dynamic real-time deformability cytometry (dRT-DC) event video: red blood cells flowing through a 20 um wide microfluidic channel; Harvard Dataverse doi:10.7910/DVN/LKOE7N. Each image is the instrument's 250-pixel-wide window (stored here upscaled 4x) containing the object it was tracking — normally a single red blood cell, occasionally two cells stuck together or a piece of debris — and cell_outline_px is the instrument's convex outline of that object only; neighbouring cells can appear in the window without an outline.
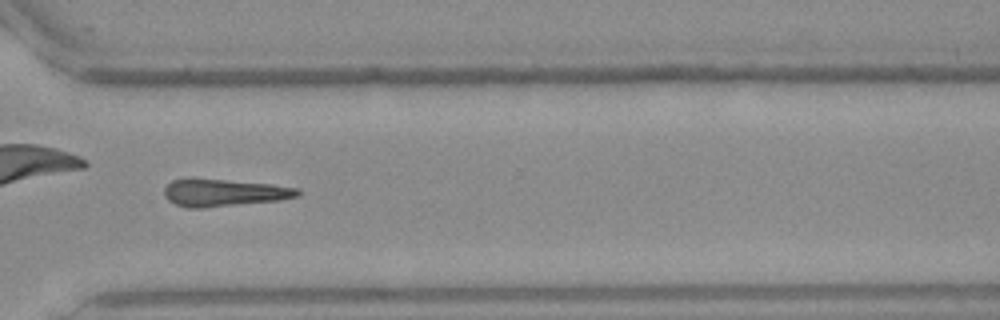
{"species": "Egyptian fruit bat (a non-hibernating species)", "species_latin": "Rousettus aegyptiacus", "temperature_condition": "warm", "stored_images_in_passage": 45, "camera_frame_rate_fps": 3000, "um_per_image_px": 0.085, "frame": {"image": 1, "passage_image": 32, "time_ms": 10.333, "image_size_px": [1000, 320], "cell_outline_px": [[300, 196], [280, 200], [204, 208], [188, 208], [176, 204], [168, 200], [164, 196], [164, 188], [172, 180], [188, 176], [272, 184], [296, 188], [300, 192]], "centroid_in_image_um": [18.98, 16.35], "position_along_channel_um": 351.6, "area_um2": 21.73}}